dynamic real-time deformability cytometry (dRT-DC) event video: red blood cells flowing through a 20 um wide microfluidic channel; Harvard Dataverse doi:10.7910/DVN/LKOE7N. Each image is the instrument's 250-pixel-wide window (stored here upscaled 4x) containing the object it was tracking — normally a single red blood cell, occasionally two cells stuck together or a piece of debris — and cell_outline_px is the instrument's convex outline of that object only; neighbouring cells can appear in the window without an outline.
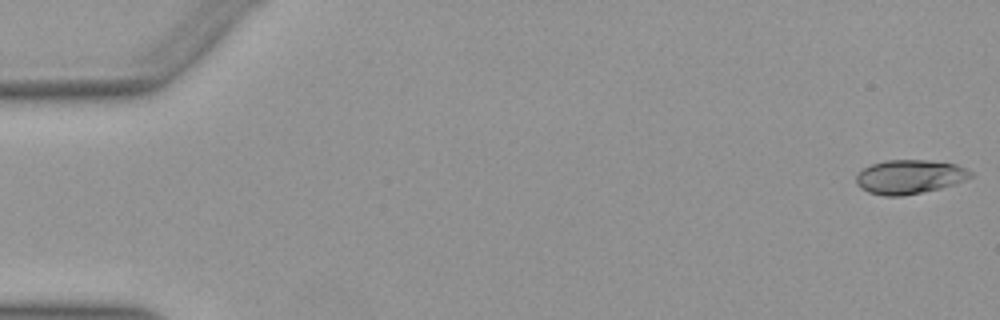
{"species": "Egyptian fruit bat (a non-hibernating species)", "species_latin": "Rousettus aegyptiacus", "temperature_condition": "warm", "stored_images_in_passage": 51, "camera_frame_rate_fps": 3000, "um_per_image_px": 0.085, "animal": {"sex": "female"}, "frame": {"image": 1, "passage_image": 1, "time_ms": 0.0, "image_size_px": [1000, 320], "cell_outline_px": [[972, 176], [964, 180], [940, 188], [900, 196], [884, 196], [868, 192], [860, 188], [856, 184], [856, 176], [864, 168], [872, 164], [884, 160], [928, 160], [956, 164], [972, 172]], "centroid_in_image_um": [77.27, 15.02], "position_along_channel_um": 7.7, "area_um2": 22.48}}
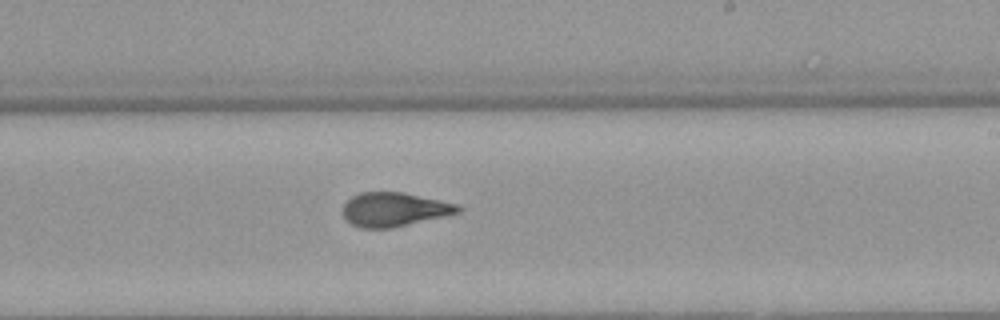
{"frame": {"image": 2, "passage_image": 31, "time_ms": 10.0, "image_size_px": [1000, 320], "cell_outline_px": [[464, 208], [460, 212], [444, 216], [392, 228], [360, 228], [352, 224], [344, 216], [344, 204], [352, 196], [360, 192], [404, 192], [440, 200], [456, 204]], "centroid_in_image_um": [33.52, 17.8], "position_along_channel_um": 255.5, "area_um2": 22.66}}
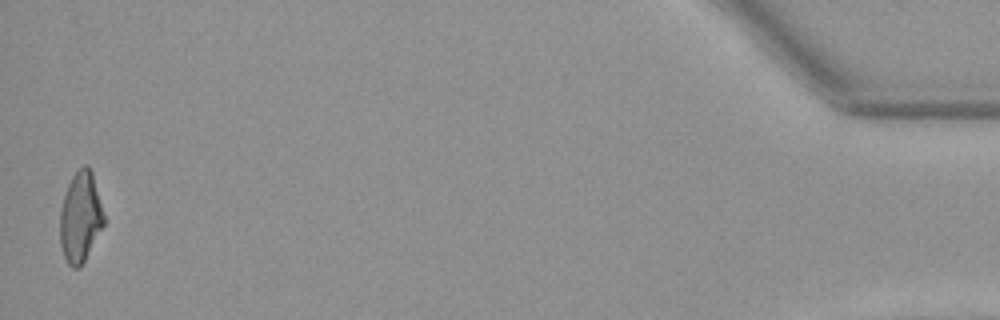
{"frame": {"image": 3, "passage_image": 51, "time_ms": 16.667, "image_size_px": [1000, 320], "cell_outline_px": [[104, 224], [80, 268], [72, 268], [68, 264], [64, 256], [60, 244], [60, 208], [68, 184], [72, 176], [84, 164], [88, 164], [92, 172], [104, 216]], "centroid_in_image_um": [6.81, 18.46], "position_along_channel_um": 428.4, "area_um2": 22.89}, "authors_computed_cell_mechanics": {"area_um2": 23.0044, "velocity_mm_per_s": 3.983, "shape_relaxation_time_tau1_ms": null, "shape_relaxation_time_tau2_ms": 1.0268, "deformation_change_tau1": null, "deformation_change_tau2": 0.0822}}